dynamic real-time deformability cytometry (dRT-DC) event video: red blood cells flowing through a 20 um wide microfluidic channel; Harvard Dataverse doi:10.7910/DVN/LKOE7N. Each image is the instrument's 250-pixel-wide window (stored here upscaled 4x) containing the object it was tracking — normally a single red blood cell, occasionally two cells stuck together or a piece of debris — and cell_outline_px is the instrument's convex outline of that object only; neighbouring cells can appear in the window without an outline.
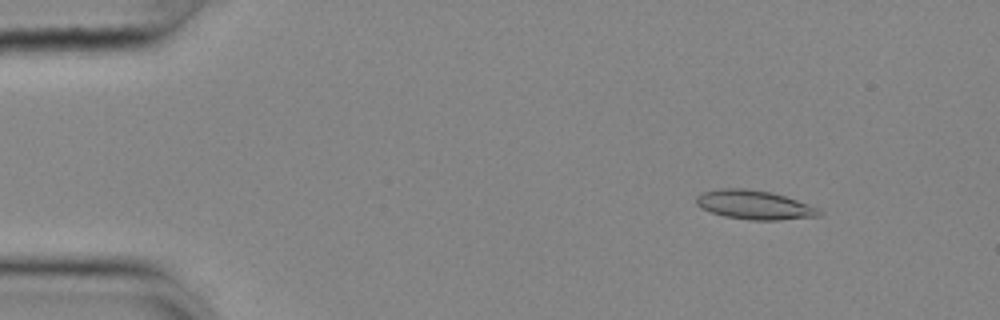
{"species": "common noctule bat (a hibernating species)", "species_latin": "Nyctalus noctula", "temperature_condition": "cold", "stored_images_in_passage": 55, "camera_frame_rate_fps": 3000, "um_per_image_px": 0.085, "animal": {"sex": "female", "body_mass_g": 25.1}, "frame": {"image": 1, "passage_image": 7, "time_ms": 2.0, "image_size_px": [1000, 320], "cell_outline_px": [[824, 212], [820, 216], [780, 220], [748, 220], [724, 216], [700, 208], [696, 204], [696, 196], [704, 192], [720, 188], [748, 188], [772, 192], [820, 208]], "centroid_in_image_um": [64.14, 17.41], "position_along_channel_um": 20.9, "area_um2": 20.98}}
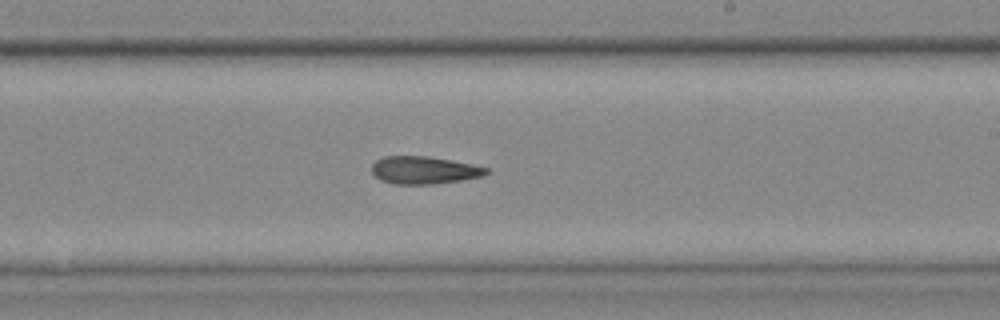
{"frame": {"image": 2, "passage_image": 33, "time_ms": 10.667, "image_size_px": [1000, 320], "cell_outline_px": [[492, 172], [484, 176], [460, 180], [432, 184], [396, 184], [380, 180], [372, 172], [372, 164], [376, 160], [384, 156], [428, 156], [452, 160], [472, 164], [488, 168]], "centroid_in_image_um": [36.07, 14.46], "position_along_channel_um": 252.9, "area_um2": 18.5}}
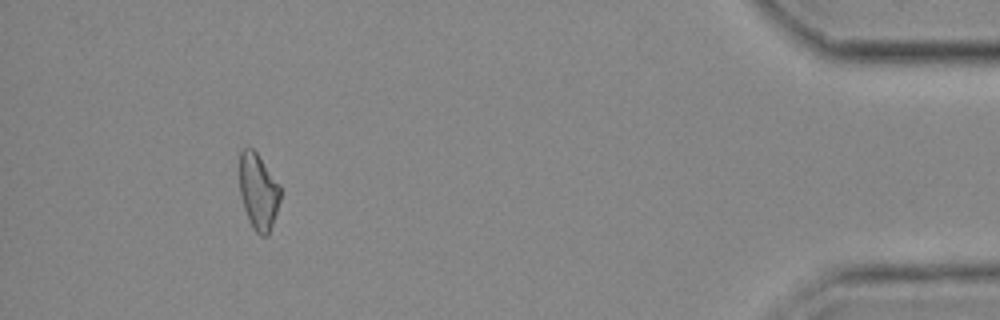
{"frame": {"image": 3, "passage_image": 51, "time_ms": 16.667, "image_size_px": [1000, 320], "cell_outline_px": [[280, 200], [268, 236], [260, 236], [252, 228], [248, 220], [240, 196], [240, 152], [244, 148], [252, 148], [256, 152], [280, 184]], "centroid_in_image_um": [21.96, 16.3], "position_along_channel_um": 413.2, "area_um2": 18.09}}